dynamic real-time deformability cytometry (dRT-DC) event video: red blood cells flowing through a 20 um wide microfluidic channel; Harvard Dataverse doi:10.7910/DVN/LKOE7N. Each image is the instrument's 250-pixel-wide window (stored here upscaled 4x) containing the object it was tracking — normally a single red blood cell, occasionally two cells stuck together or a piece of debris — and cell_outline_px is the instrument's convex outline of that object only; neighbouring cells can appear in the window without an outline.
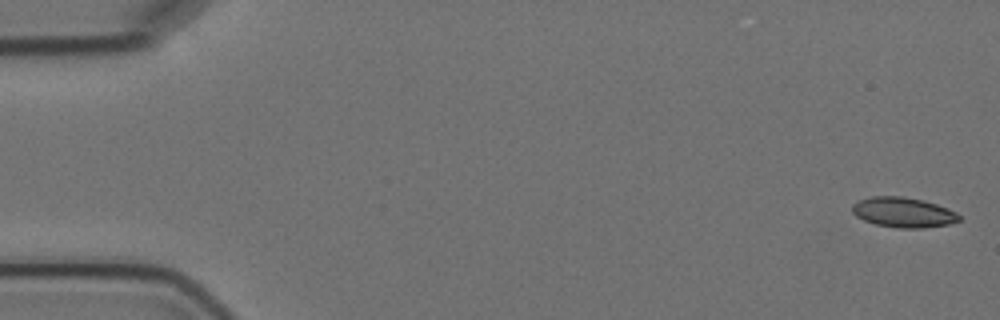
{"species": "Egyptian fruit bat (a non-hibernating species)", "species_latin": "Rousettus aegyptiacus", "temperature_condition": "cold", "stored_images_in_passage": 5, "camera_frame_rate_fps": 3000, "um_per_image_px": 0.085, "animal": {"sex": "female"}, "frame": {"image": 1, "passage_image": 1, "time_ms": 0.0, "image_size_px": [1000, 320], "cell_outline_px": [[960, 220], [948, 224], [924, 228], [900, 228], [876, 224], [864, 220], [856, 216], [852, 212], [852, 204], [856, 200], [872, 196], [904, 196], [924, 200], [948, 208], [956, 212], [960, 216]], "centroid_in_image_um": [76.76, 18.04], "position_along_channel_um": 8.2, "area_um2": 18.84}}
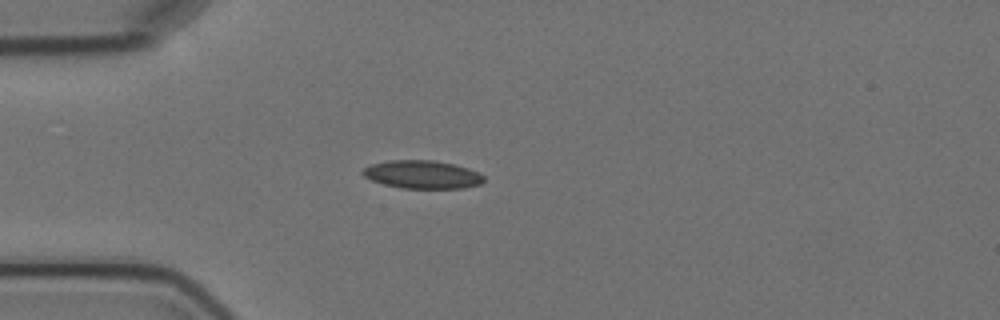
{"frame": {"image": 2, "passage_image": 5, "time_ms": 4.667, "image_size_px": [1000, 320], "cell_outline_px": [[484, 180], [480, 184], [464, 188], [400, 188], [384, 184], [372, 180], [364, 176], [360, 172], [364, 168], [372, 164], [388, 160], [432, 160], [452, 164], [468, 168], [484, 176]], "centroid_in_image_um": [35.87, 14.83], "position_along_channel_um": 49.1, "area_um2": 19.71}}